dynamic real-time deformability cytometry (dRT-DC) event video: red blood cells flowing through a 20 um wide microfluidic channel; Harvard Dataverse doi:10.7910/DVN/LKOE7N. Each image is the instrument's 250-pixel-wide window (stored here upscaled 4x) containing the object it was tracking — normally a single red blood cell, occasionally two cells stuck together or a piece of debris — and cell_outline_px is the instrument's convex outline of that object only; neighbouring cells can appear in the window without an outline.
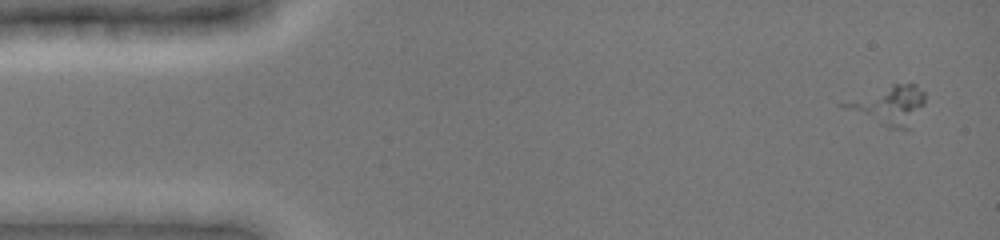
{"species": "common noctule bat (a hibernating species)", "species_latin": "Nyctalus noctula", "temperature_condition": "cold", "stored_images_in_passage": 39, "camera_frame_rate_fps": 3000, "um_per_image_px": 0.085, "animal": {"sex": "female", "body_mass_g": 19.0, "forearm_length_mm": 51.5}, "frame": {"image": 1, "passage_image": 1, "time_ms": 0.0, "image_size_px": [1000, 240], "cell_outline_px": [[924, 104], [908, 132], [888, 128], [840, 108], [836, 104], [892, 84], [916, 84], [924, 92]], "centroid_in_image_um": [75.54, 9.0], "position_along_channel_um": 9.5, "area_um2": 18.73}}
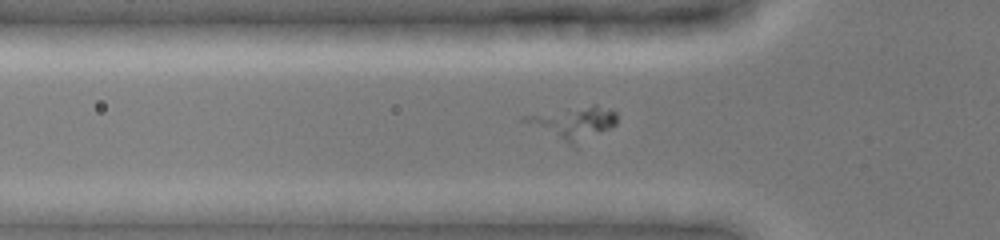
{"frame": {"image": 2, "passage_image": 15, "time_ms": 4.667, "image_size_px": [1000, 240], "cell_outline_px": [[616, 124], [576, 148], [520, 120], [520, 116], [592, 104], [596, 104], [616, 112]], "centroid_in_image_um": [48.75, 10.46], "position_along_channel_um": 77.1, "area_um2": 17.69}}
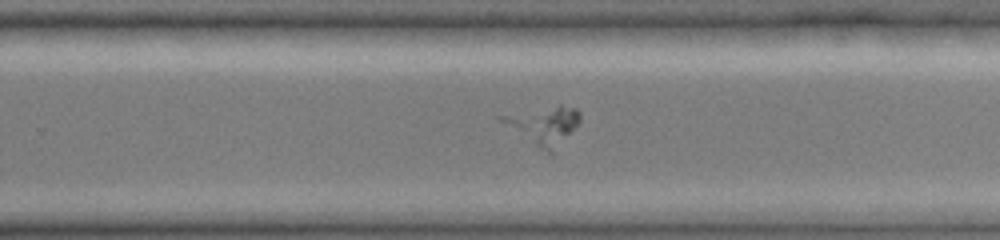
{"frame": {"image": 3, "passage_image": 31, "time_ms": 10.0, "image_size_px": [1000, 240], "cell_outline_px": [[580, 120], [552, 156], [536, 148], [496, 120], [496, 116], [560, 104], [576, 108], [580, 112]], "centroid_in_image_um": [46.15, 10.68], "position_along_channel_um": 283.6, "area_um2": 17.92}}